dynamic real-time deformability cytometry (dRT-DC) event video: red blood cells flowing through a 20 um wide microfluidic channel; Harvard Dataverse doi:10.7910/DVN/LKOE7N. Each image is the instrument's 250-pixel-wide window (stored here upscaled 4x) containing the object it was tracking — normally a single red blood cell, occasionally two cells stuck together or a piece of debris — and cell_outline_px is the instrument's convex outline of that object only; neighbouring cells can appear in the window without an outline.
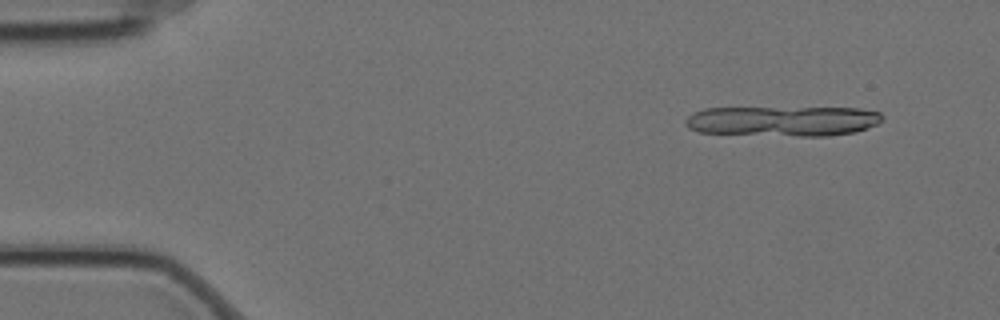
{"species": "Egyptian fruit bat (a non-hibernating species)", "species_latin": "Rousettus aegyptiacus", "temperature_condition": "cold", "stored_images_in_passage": 6, "camera_frame_rate_fps": 3000, "um_per_image_px": 0.085, "animal": {"sex": "female"}, "frame": {"image": 1, "passage_image": 2, "time_ms": 0.333, "image_size_px": [1000, 320], "cell_outline_px": [[884, 120], [876, 124], [856, 132], [828, 136], [796, 136], [700, 132], [688, 128], [684, 124], [684, 120], [688, 116], [704, 108], [860, 108], [880, 112], [884, 116]], "centroid_in_image_um": [66.58, 10.29], "position_along_channel_um": 18.4, "area_um2": 34.68}}
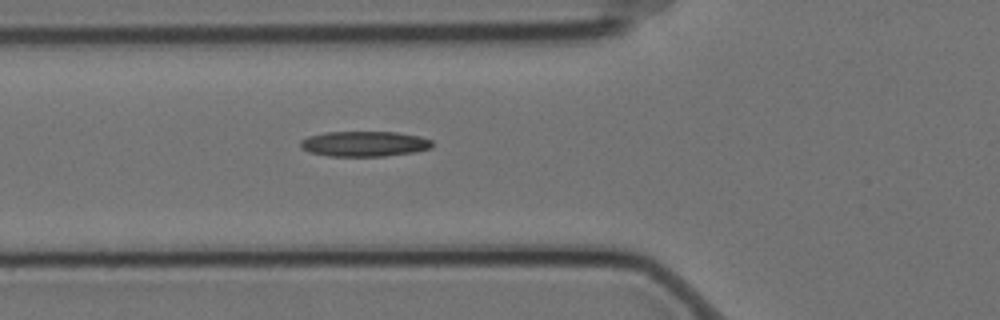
{"frame": {"image": 2, "passage_image": 6, "time_ms": 1.667, "image_size_px": [1000, 320], "cell_outline_px": [[432, 148], [412, 152], [384, 156], [328, 156], [308, 152], [300, 148], [300, 140], [308, 136], [324, 132], [396, 132], [420, 136], [432, 140]], "centroid_in_image_um": [30.93, 12.22], "position_along_channel_um": 94.9, "area_um2": 19.54}}